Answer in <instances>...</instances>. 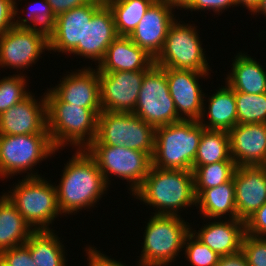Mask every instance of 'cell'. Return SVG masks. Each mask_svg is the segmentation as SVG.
Instances as JSON below:
<instances>
[{
	"instance_id": "obj_33",
	"label": "cell",
	"mask_w": 266,
	"mask_h": 266,
	"mask_svg": "<svg viewBox=\"0 0 266 266\" xmlns=\"http://www.w3.org/2000/svg\"><path fill=\"white\" fill-rule=\"evenodd\" d=\"M126 112L102 111L98 115L97 136L90 144L125 146Z\"/></svg>"
},
{
	"instance_id": "obj_48",
	"label": "cell",
	"mask_w": 266,
	"mask_h": 266,
	"mask_svg": "<svg viewBox=\"0 0 266 266\" xmlns=\"http://www.w3.org/2000/svg\"><path fill=\"white\" fill-rule=\"evenodd\" d=\"M18 1H22V0H18ZM18 1L15 0V16H17L18 13H19V15H20V13H24V10H25V9H22V8H21L22 12L19 11V9H18V7H17V6H18V4H17Z\"/></svg>"
},
{
	"instance_id": "obj_8",
	"label": "cell",
	"mask_w": 266,
	"mask_h": 266,
	"mask_svg": "<svg viewBox=\"0 0 266 266\" xmlns=\"http://www.w3.org/2000/svg\"><path fill=\"white\" fill-rule=\"evenodd\" d=\"M178 19L179 17L170 25L163 48L154 59V64L162 68L210 73L212 68L208 65L197 26Z\"/></svg>"
},
{
	"instance_id": "obj_28",
	"label": "cell",
	"mask_w": 266,
	"mask_h": 266,
	"mask_svg": "<svg viewBox=\"0 0 266 266\" xmlns=\"http://www.w3.org/2000/svg\"><path fill=\"white\" fill-rule=\"evenodd\" d=\"M220 161H233L230 156L228 131L204 129L193 167L204 166Z\"/></svg>"
},
{
	"instance_id": "obj_9",
	"label": "cell",
	"mask_w": 266,
	"mask_h": 266,
	"mask_svg": "<svg viewBox=\"0 0 266 266\" xmlns=\"http://www.w3.org/2000/svg\"><path fill=\"white\" fill-rule=\"evenodd\" d=\"M85 149L95 159L108 186L114 175L129 183L130 193L142 184L152 166V158L147 153L126 146L89 144Z\"/></svg>"
},
{
	"instance_id": "obj_5",
	"label": "cell",
	"mask_w": 266,
	"mask_h": 266,
	"mask_svg": "<svg viewBox=\"0 0 266 266\" xmlns=\"http://www.w3.org/2000/svg\"><path fill=\"white\" fill-rule=\"evenodd\" d=\"M143 234L137 266H171L184 248L191 225L181 215L150 216Z\"/></svg>"
},
{
	"instance_id": "obj_23",
	"label": "cell",
	"mask_w": 266,
	"mask_h": 266,
	"mask_svg": "<svg viewBox=\"0 0 266 266\" xmlns=\"http://www.w3.org/2000/svg\"><path fill=\"white\" fill-rule=\"evenodd\" d=\"M208 99H203V111L199 123L205 129L230 131L237 125L235 91L225 82ZM208 107H206V103ZM207 114V115H206ZM205 116L206 119H205ZM208 119V121H206Z\"/></svg>"
},
{
	"instance_id": "obj_34",
	"label": "cell",
	"mask_w": 266,
	"mask_h": 266,
	"mask_svg": "<svg viewBox=\"0 0 266 266\" xmlns=\"http://www.w3.org/2000/svg\"><path fill=\"white\" fill-rule=\"evenodd\" d=\"M237 124L266 123V92H235Z\"/></svg>"
},
{
	"instance_id": "obj_30",
	"label": "cell",
	"mask_w": 266,
	"mask_h": 266,
	"mask_svg": "<svg viewBox=\"0 0 266 266\" xmlns=\"http://www.w3.org/2000/svg\"><path fill=\"white\" fill-rule=\"evenodd\" d=\"M27 6L30 7V5ZM27 6L25 5L26 9H28L26 10L28 11L26 13L28 16H15L14 27L28 28L29 30L35 31L37 34L42 35L47 41H49L55 34L56 22V17L52 12L50 5L46 0H35L34 6H32L30 10Z\"/></svg>"
},
{
	"instance_id": "obj_37",
	"label": "cell",
	"mask_w": 266,
	"mask_h": 266,
	"mask_svg": "<svg viewBox=\"0 0 266 266\" xmlns=\"http://www.w3.org/2000/svg\"><path fill=\"white\" fill-rule=\"evenodd\" d=\"M248 266H266V238L245 234L241 244Z\"/></svg>"
},
{
	"instance_id": "obj_22",
	"label": "cell",
	"mask_w": 266,
	"mask_h": 266,
	"mask_svg": "<svg viewBox=\"0 0 266 266\" xmlns=\"http://www.w3.org/2000/svg\"><path fill=\"white\" fill-rule=\"evenodd\" d=\"M114 17L111 9L104 3L85 24L84 57L99 64L107 48L117 38Z\"/></svg>"
},
{
	"instance_id": "obj_39",
	"label": "cell",
	"mask_w": 266,
	"mask_h": 266,
	"mask_svg": "<svg viewBox=\"0 0 266 266\" xmlns=\"http://www.w3.org/2000/svg\"><path fill=\"white\" fill-rule=\"evenodd\" d=\"M237 7L236 0H192L191 3L184 9L187 11H210L222 14L224 10L230 7Z\"/></svg>"
},
{
	"instance_id": "obj_40",
	"label": "cell",
	"mask_w": 266,
	"mask_h": 266,
	"mask_svg": "<svg viewBox=\"0 0 266 266\" xmlns=\"http://www.w3.org/2000/svg\"><path fill=\"white\" fill-rule=\"evenodd\" d=\"M245 234L266 238V202L245 221Z\"/></svg>"
},
{
	"instance_id": "obj_24",
	"label": "cell",
	"mask_w": 266,
	"mask_h": 266,
	"mask_svg": "<svg viewBox=\"0 0 266 266\" xmlns=\"http://www.w3.org/2000/svg\"><path fill=\"white\" fill-rule=\"evenodd\" d=\"M241 51L232 60V67L225 82L235 91L248 94L266 92V70L256 58ZM247 54V55H246Z\"/></svg>"
},
{
	"instance_id": "obj_25",
	"label": "cell",
	"mask_w": 266,
	"mask_h": 266,
	"mask_svg": "<svg viewBox=\"0 0 266 266\" xmlns=\"http://www.w3.org/2000/svg\"><path fill=\"white\" fill-rule=\"evenodd\" d=\"M196 206L205 219H225L224 215L237 219L233 178L222 185L203 190L196 197Z\"/></svg>"
},
{
	"instance_id": "obj_16",
	"label": "cell",
	"mask_w": 266,
	"mask_h": 266,
	"mask_svg": "<svg viewBox=\"0 0 266 266\" xmlns=\"http://www.w3.org/2000/svg\"><path fill=\"white\" fill-rule=\"evenodd\" d=\"M173 10L175 9L172 6L155 0L128 36L154 59L163 48L170 25L176 20Z\"/></svg>"
},
{
	"instance_id": "obj_21",
	"label": "cell",
	"mask_w": 266,
	"mask_h": 266,
	"mask_svg": "<svg viewBox=\"0 0 266 266\" xmlns=\"http://www.w3.org/2000/svg\"><path fill=\"white\" fill-rule=\"evenodd\" d=\"M95 65L100 73L148 71L154 65V58L128 36H117L107 48L103 60Z\"/></svg>"
},
{
	"instance_id": "obj_26",
	"label": "cell",
	"mask_w": 266,
	"mask_h": 266,
	"mask_svg": "<svg viewBox=\"0 0 266 266\" xmlns=\"http://www.w3.org/2000/svg\"><path fill=\"white\" fill-rule=\"evenodd\" d=\"M33 232L34 230L3 193L0 196V252L25 244Z\"/></svg>"
},
{
	"instance_id": "obj_13",
	"label": "cell",
	"mask_w": 266,
	"mask_h": 266,
	"mask_svg": "<svg viewBox=\"0 0 266 266\" xmlns=\"http://www.w3.org/2000/svg\"><path fill=\"white\" fill-rule=\"evenodd\" d=\"M147 71L99 72L102 111L133 112Z\"/></svg>"
},
{
	"instance_id": "obj_7",
	"label": "cell",
	"mask_w": 266,
	"mask_h": 266,
	"mask_svg": "<svg viewBox=\"0 0 266 266\" xmlns=\"http://www.w3.org/2000/svg\"><path fill=\"white\" fill-rule=\"evenodd\" d=\"M58 151L49 134L0 135V179L22 173H27L24 177H41L32 169Z\"/></svg>"
},
{
	"instance_id": "obj_18",
	"label": "cell",
	"mask_w": 266,
	"mask_h": 266,
	"mask_svg": "<svg viewBox=\"0 0 266 266\" xmlns=\"http://www.w3.org/2000/svg\"><path fill=\"white\" fill-rule=\"evenodd\" d=\"M237 219L244 222L266 202V166H238L233 174Z\"/></svg>"
},
{
	"instance_id": "obj_46",
	"label": "cell",
	"mask_w": 266,
	"mask_h": 266,
	"mask_svg": "<svg viewBox=\"0 0 266 266\" xmlns=\"http://www.w3.org/2000/svg\"><path fill=\"white\" fill-rule=\"evenodd\" d=\"M260 1L261 0H236V4L237 6L243 5L242 7H246L245 9H248L252 13Z\"/></svg>"
},
{
	"instance_id": "obj_35",
	"label": "cell",
	"mask_w": 266,
	"mask_h": 266,
	"mask_svg": "<svg viewBox=\"0 0 266 266\" xmlns=\"http://www.w3.org/2000/svg\"><path fill=\"white\" fill-rule=\"evenodd\" d=\"M27 78V76L18 73L0 79V114L9 110L31 93L27 88V84H29Z\"/></svg>"
},
{
	"instance_id": "obj_42",
	"label": "cell",
	"mask_w": 266,
	"mask_h": 266,
	"mask_svg": "<svg viewBox=\"0 0 266 266\" xmlns=\"http://www.w3.org/2000/svg\"><path fill=\"white\" fill-rule=\"evenodd\" d=\"M15 0H0V35L14 27Z\"/></svg>"
},
{
	"instance_id": "obj_17",
	"label": "cell",
	"mask_w": 266,
	"mask_h": 266,
	"mask_svg": "<svg viewBox=\"0 0 266 266\" xmlns=\"http://www.w3.org/2000/svg\"><path fill=\"white\" fill-rule=\"evenodd\" d=\"M56 86L49 88L62 102L82 108H101L99 71L85 66L66 72Z\"/></svg>"
},
{
	"instance_id": "obj_43",
	"label": "cell",
	"mask_w": 266,
	"mask_h": 266,
	"mask_svg": "<svg viewBox=\"0 0 266 266\" xmlns=\"http://www.w3.org/2000/svg\"><path fill=\"white\" fill-rule=\"evenodd\" d=\"M50 5L55 17L65 13L75 7L83 6L91 0H46Z\"/></svg>"
},
{
	"instance_id": "obj_41",
	"label": "cell",
	"mask_w": 266,
	"mask_h": 266,
	"mask_svg": "<svg viewBox=\"0 0 266 266\" xmlns=\"http://www.w3.org/2000/svg\"><path fill=\"white\" fill-rule=\"evenodd\" d=\"M89 246V247H88ZM84 251H86L87 265L88 266H127L126 263L116 261L114 258H110L97 248L88 245Z\"/></svg>"
},
{
	"instance_id": "obj_14",
	"label": "cell",
	"mask_w": 266,
	"mask_h": 266,
	"mask_svg": "<svg viewBox=\"0 0 266 266\" xmlns=\"http://www.w3.org/2000/svg\"><path fill=\"white\" fill-rule=\"evenodd\" d=\"M164 70L178 117L181 120L199 121L203 111V99L206 98L199 79H208L211 73L174 68Z\"/></svg>"
},
{
	"instance_id": "obj_11",
	"label": "cell",
	"mask_w": 266,
	"mask_h": 266,
	"mask_svg": "<svg viewBox=\"0 0 266 266\" xmlns=\"http://www.w3.org/2000/svg\"><path fill=\"white\" fill-rule=\"evenodd\" d=\"M45 51H49V41L28 28L13 27L0 35L1 68L16 69V73L20 70L19 74L23 75Z\"/></svg>"
},
{
	"instance_id": "obj_19",
	"label": "cell",
	"mask_w": 266,
	"mask_h": 266,
	"mask_svg": "<svg viewBox=\"0 0 266 266\" xmlns=\"http://www.w3.org/2000/svg\"><path fill=\"white\" fill-rule=\"evenodd\" d=\"M230 156L236 166H266V123L237 124L230 131Z\"/></svg>"
},
{
	"instance_id": "obj_36",
	"label": "cell",
	"mask_w": 266,
	"mask_h": 266,
	"mask_svg": "<svg viewBox=\"0 0 266 266\" xmlns=\"http://www.w3.org/2000/svg\"><path fill=\"white\" fill-rule=\"evenodd\" d=\"M185 260L191 266H217L220 256L200 242L191 232L184 240Z\"/></svg>"
},
{
	"instance_id": "obj_4",
	"label": "cell",
	"mask_w": 266,
	"mask_h": 266,
	"mask_svg": "<svg viewBox=\"0 0 266 266\" xmlns=\"http://www.w3.org/2000/svg\"><path fill=\"white\" fill-rule=\"evenodd\" d=\"M204 129L199 121L194 120H181L155 128L152 166L192 171Z\"/></svg>"
},
{
	"instance_id": "obj_20",
	"label": "cell",
	"mask_w": 266,
	"mask_h": 266,
	"mask_svg": "<svg viewBox=\"0 0 266 266\" xmlns=\"http://www.w3.org/2000/svg\"><path fill=\"white\" fill-rule=\"evenodd\" d=\"M204 219V226L200 230H194L191 226V233L204 245H207L219 256L233 255L241 251V244L245 235V222L240 219ZM206 220V221H205Z\"/></svg>"
},
{
	"instance_id": "obj_32",
	"label": "cell",
	"mask_w": 266,
	"mask_h": 266,
	"mask_svg": "<svg viewBox=\"0 0 266 266\" xmlns=\"http://www.w3.org/2000/svg\"><path fill=\"white\" fill-rule=\"evenodd\" d=\"M154 142L155 128L132 112H126L125 146L130 149L143 151L152 158Z\"/></svg>"
},
{
	"instance_id": "obj_44",
	"label": "cell",
	"mask_w": 266,
	"mask_h": 266,
	"mask_svg": "<svg viewBox=\"0 0 266 266\" xmlns=\"http://www.w3.org/2000/svg\"><path fill=\"white\" fill-rule=\"evenodd\" d=\"M217 266H248L245 255L240 251L233 255L220 256Z\"/></svg>"
},
{
	"instance_id": "obj_6",
	"label": "cell",
	"mask_w": 266,
	"mask_h": 266,
	"mask_svg": "<svg viewBox=\"0 0 266 266\" xmlns=\"http://www.w3.org/2000/svg\"><path fill=\"white\" fill-rule=\"evenodd\" d=\"M44 177H24L4 193L34 231L53 230L49 226L62 216L56 187Z\"/></svg>"
},
{
	"instance_id": "obj_47",
	"label": "cell",
	"mask_w": 266,
	"mask_h": 266,
	"mask_svg": "<svg viewBox=\"0 0 266 266\" xmlns=\"http://www.w3.org/2000/svg\"><path fill=\"white\" fill-rule=\"evenodd\" d=\"M264 15L266 17V0H261L260 3L257 5V7L254 9V11L251 13V15Z\"/></svg>"
},
{
	"instance_id": "obj_15",
	"label": "cell",
	"mask_w": 266,
	"mask_h": 266,
	"mask_svg": "<svg viewBox=\"0 0 266 266\" xmlns=\"http://www.w3.org/2000/svg\"><path fill=\"white\" fill-rule=\"evenodd\" d=\"M31 93L9 110L0 114V135L49 134L46 98Z\"/></svg>"
},
{
	"instance_id": "obj_27",
	"label": "cell",
	"mask_w": 266,
	"mask_h": 266,
	"mask_svg": "<svg viewBox=\"0 0 266 266\" xmlns=\"http://www.w3.org/2000/svg\"><path fill=\"white\" fill-rule=\"evenodd\" d=\"M55 230L34 231L25 245L36 266H67L65 246Z\"/></svg>"
},
{
	"instance_id": "obj_12",
	"label": "cell",
	"mask_w": 266,
	"mask_h": 266,
	"mask_svg": "<svg viewBox=\"0 0 266 266\" xmlns=\"http://www.w3.org/2000/svg\"><path fill=\"white\" fill-rule=\"evenodd\" d=\"M105 3L104 0H91L56 17L55 34L49 40V52L73 54L84 58L85 24Z\"/></svg>"
},
{
	"instance_id": "obj_38",
	"label": "cell",
	"mask_w": 266,
	"mask_h": 266,
	"mask_svg": "<svg viewBox=\"0 0 266 266\" xmlns=\"http://www.w3.org/2000/svg\"><path fill=\"white\" fill-rule=\"evenodd\" d=\"M0 266H36L29 248L23 244L0 252Z\"/></svg>"
},
{
	"instance_id": "obj_10",
	"label": "cell",
	"mask_w": 266,
	"mask_h": 266,
	"mask_svg": "<svg viewBox=\"0 0 266 266\" xmlns=\"http://www.w3.org/2000/svg\"><path fill=\"white\" fill-rule=\"evenodd\" d=\"M132 113L154 128L181 121L169 92L164 68L154 64L145 73Z\"/></svg>"
},
{
	"instance_id": "obj_29",
	"label": "cell",
	"mask_w": 266,
	"mask_h": 266,
	"mask_svg": "<svg viewBox=\"0 0 266 266\" xmlns=\"http://www.w3.org/2000/svg\"><path fill=\"white\" fill-rule=\"evenodd\" d=\"M111 9L118 36H129L155 0H104Z\"/></svg>"
},
{
	"instance_id": "obj_3",
	"label": "cell",
	"mask_w": 266,
	"mask_h": 266,
	"mask_svg": "<svg viewBox=\"0 0 266 266\" xmlns=\"http://www.w3.org/2000/svg\"><path fill=\"white\" fill-rule=\"evenodd\" d=\"M46 98L47 130L56 149H85L97 136L102 108H82L62 102L49 88ZM69 142V143H68Z\"/></svg>"
},
{
	"instance_id": "obj_2",
	"label": "cell",
	"mask_w": 266,
	"mask_h": 266,
	"mask_svg": "<svg viewBox=\"0 0 266 266\" xmlns=\"http://www.w3.org/2000/svg\"><path fill=\"white\" fill-rule=\"evenodd\" d=\"M131 196L156 209L152 215H179L188 207H197L193 172L187 170L151 166L148 175Z\"/></svg>"
},
{
	"instance_id": "obj_1",
	"label": "cell",
	"mask_w": 266,
	"mask_h": 266,
	"mask_svg": "<svg viewBox=\"0 0 266 266\" xmlns=\"http://www.w3.org/2000/svg\"><path fill=\"white\" fill-rule=\"evenodd\" d=\"M75 152L64 164L61 181L57 186L55 184L58 206L64 216L94 208L109 190L95 159L88 151L76 149Z\"/></svg>"
},
{
	"instance_id": "obj_31",
	"label": "cell",
	"mask_w": 266,
	"mask_h": 266,
	"mask_svg": "<svg viewBox=\"0 0 266 266\" xmlns=\"http://www.w3.org/2000/svg\"><path fill=\"white\" fill-rule=\"evenodd\" d=\"M236 167L234 161H220L192 167L196 197L205 189L217 187L230 181Z\"/></svg>"
},
{
	"instance_id": "obj_45",
	"label": "cell",
	"mask_w": 266,
	"mask_h": 266,
	"mask_svg": "<svg viewBox=\"0 0 266 266\" xmlns=\"http://www.w3.org/2000/svg\"><path fill=\"white\" fill-rule=\"evenodd\" d=\"M161 2H164L165 4L169 5V6H172L174 9L177 8V9H185L190 3L192 0H159Z\"/></svg>"
}]
</instances>
